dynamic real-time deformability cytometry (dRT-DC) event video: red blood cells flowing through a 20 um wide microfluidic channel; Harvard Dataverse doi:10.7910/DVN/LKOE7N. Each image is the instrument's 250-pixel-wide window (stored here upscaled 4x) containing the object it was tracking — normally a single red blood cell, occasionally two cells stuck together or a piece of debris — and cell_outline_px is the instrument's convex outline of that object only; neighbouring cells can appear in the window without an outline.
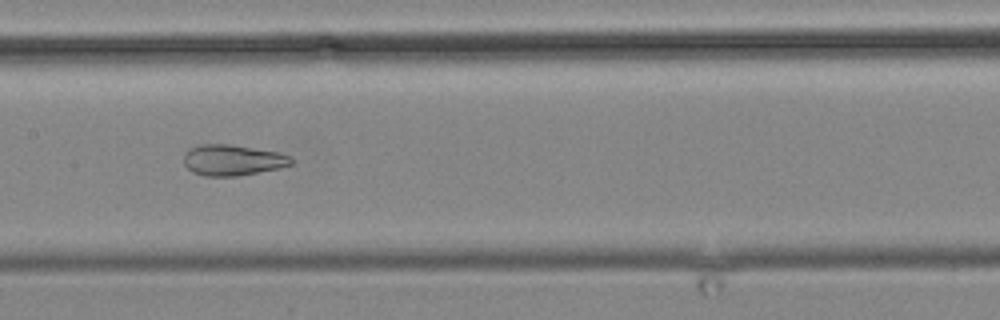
{"species": "common noctule bat (a hibernating species)", "species_latin": "Nyctalus noctula", "temperature_condition": "cold", "stored_images_in_passage": 9, "camera_frame_rate_fps": 3000, "um_per_image_px": 0.085, "animal": {"sex": "male", "body_mass_g": 19.2, "forearm_length_mm": 51.8}, "frame": {"image": 1, "passage_image": 8, "time_ms": 8.0, "image_size_px": [1000, 320], "cell_outline_px": [[292, 164], [276, 168], [240, 176], [204, 176], [192, 172], [184, 164], [184, 152], [188, 148], [200, 144], [228, 144], [276, 152], [288, 156], [292, 160]], "centroid_in_image_um": [19.68, 13.61], "position_along_channel_um": 187.7, "area_um2": 19.13}}
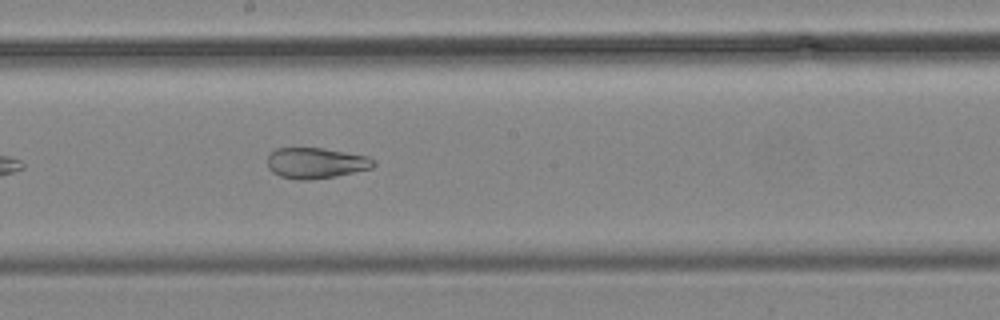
{"frame": {"image": 2, "passage_image": 9, "time_ms": 9.0, "image_size_px": [1000, 320], "cell_outline_px": [[376, 164], [372, 168], [336, 176], [308, 180], [296, 180], [280, 176], [272, 172], [268, 168], [268, 156], [276, 148], [324, 148], [368, 156], [376, 160]], "centroid_in_image_um": [26.87, 13.86], "position_along_channel_um": 221.3, "area_um2": 19.13}}